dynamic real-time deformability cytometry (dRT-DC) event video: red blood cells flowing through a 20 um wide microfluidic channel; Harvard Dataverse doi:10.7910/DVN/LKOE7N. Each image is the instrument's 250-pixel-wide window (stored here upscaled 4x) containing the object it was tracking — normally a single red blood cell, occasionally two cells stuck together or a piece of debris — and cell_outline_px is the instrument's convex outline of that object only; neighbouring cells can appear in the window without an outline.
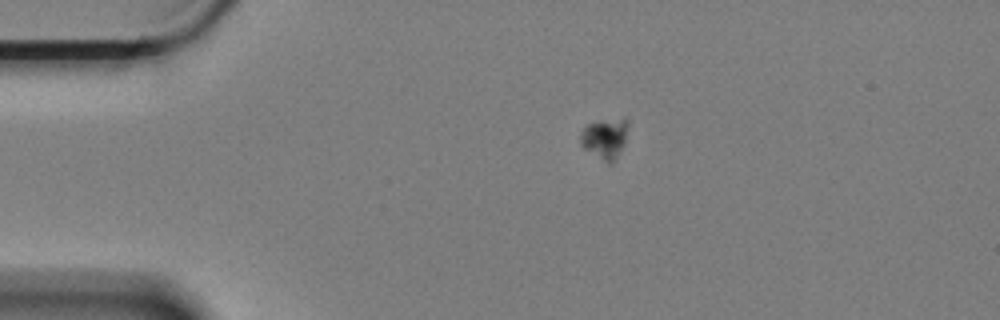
{"species": "Egyptian fruit bat (a non-hibernating species)", "species_latin": "Rousettus aegyptiacus", "temperature_condition": "cold", "stored_images_in_passage": 4, "camera_frame_rate_fps": 3000, "um_per_image_px": 0.085, "animal": {"sex": "female"}, "frame": {"image": 1, "passage_image": 1, "time_ms": 0.0, "image_size_px": [1000, 320], "cell_outline_px": [[628, 124], [624, 144], [616, 156], [608, 164], [584, 148], [580, 144], [580, 132], [588, 124], [624, 116], [628, 120]], "centroid_in_image_um": [51.42, 11.72], "position_along_channel_um": 33.6, "area_um2": 11.04}}
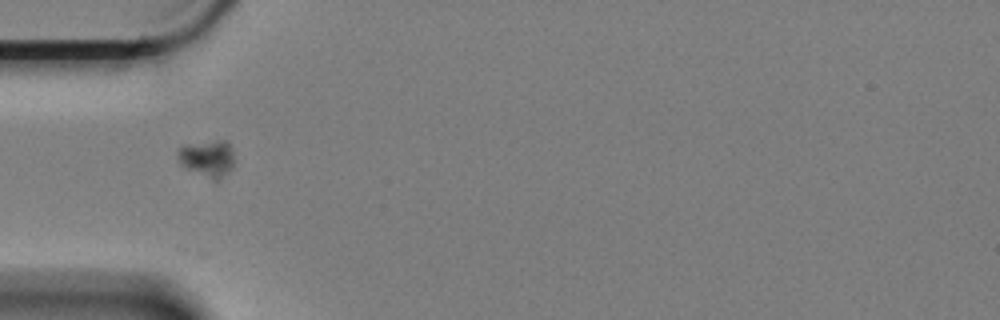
{"frame": {"image": 2, "passage_image": 3, "time_ms": 0.667, "image_size_px": [1000, 320], "cell_outline_px": [[232, 168], [228, 172], [216, 180], [212, 180], [180, 164], [176, 156], [176, 152], [184, 144], [216, 140], [228, 140], [232, 148]], "centroid_in_image_um": [17.61, 13.42], "position_along_channel_um": 67.4, "area_um2": 12.08}}